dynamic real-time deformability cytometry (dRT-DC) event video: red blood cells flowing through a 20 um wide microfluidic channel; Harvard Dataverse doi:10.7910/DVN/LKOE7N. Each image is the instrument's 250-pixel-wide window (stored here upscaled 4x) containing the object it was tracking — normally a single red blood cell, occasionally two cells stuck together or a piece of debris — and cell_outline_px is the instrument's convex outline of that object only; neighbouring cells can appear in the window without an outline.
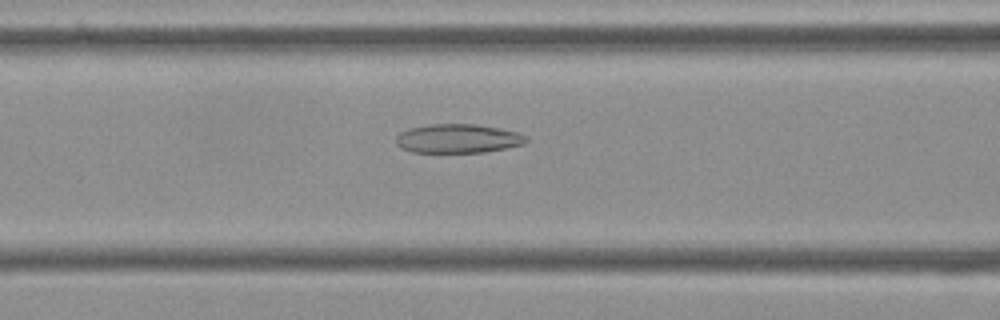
{"species": "Egyptian fruit bat (a non-hibernating species)", "species_latin": "Rousettus aegyptiacus", "temperature_condition": "cold", "stored_images_in_passage": 51, "camera_frame_rate_fps": 3000, "um_per_image_px": 0.085, "frame": {"image": 1, "passage_image": 18, "time_ms": 5.667, "image_size_px": [1000, 320], "cell_outline_px": [[528, 140], [524, 144], [484, 152], [412, 152], [400, 148], [396, 144], [396, 136], [400, 132], [408, 128], [428, 124], [476, 124], [500, 128], [516, 132], [528, 136]], "centroid_in_image_um": [38.9, 11.77], "position_along_channel_um": 127.7, "area_um2": 22.08}}
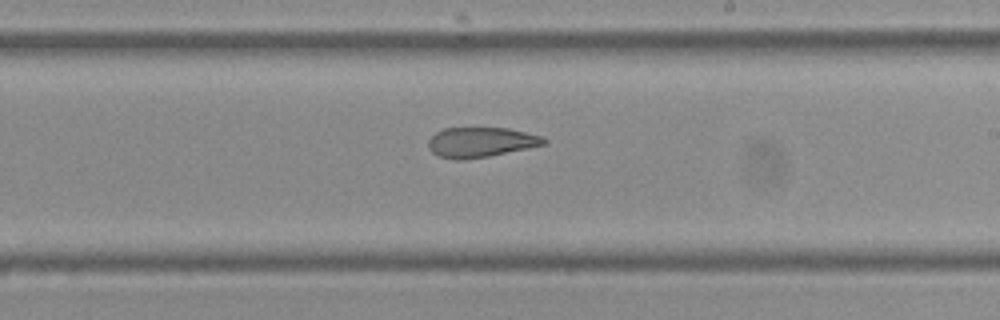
{"frame": {"image": 2, "passage_image": 28, "time_ms": 9.0, "image_size_px": [1000, 320], "cell_outline_px": [[548, 144], [488, 156], [464, 160], [456, 160], [436, 156], [428, 148], [428, 140], [436, 132], [444, 128], [508, 128], [544, 136], [548, 140]], "centroid_in_image_um": [40.88, 12.09], "position_along_channel_um": 248.1, "area_um2": 20.4}}
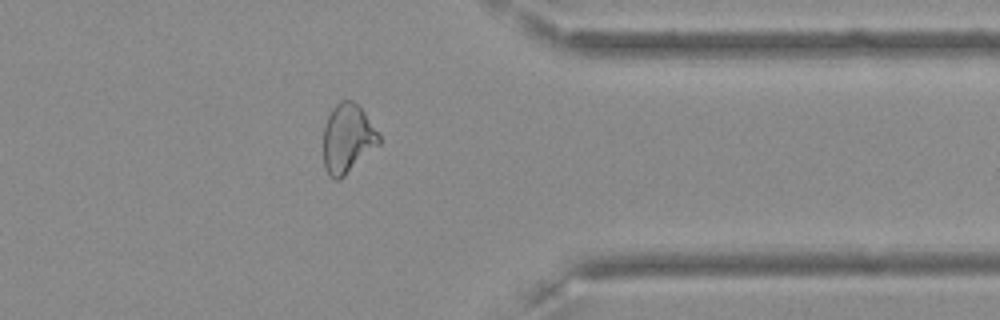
{"frame": {"image": 3, "passage_image": 40, "time_ms": 13.0, "image_size_px": [1000, 320], "cell_outline_px": [[380, 144], [340, 180], [336, 180], [324, 168], [324, 124], [332, 108], [340, 100], [352, 100], [364, 112], [380, 136]], "centroid_in_image_um": [29.54, 11.77], "position_along_channel_um": 381.9, "area_um2": 22.2}, "authors_computed_cell_mechanics": {"area_um2": 23.0622, "velocity_mm_per_s": 3.6072, "shape_relaxation_time_tau1_ms": null, "shape_relaxation_time_tau2_ms": 3.1862, "deformation_change_tau1": null, "deformation_change_tau2": 0.1101}}